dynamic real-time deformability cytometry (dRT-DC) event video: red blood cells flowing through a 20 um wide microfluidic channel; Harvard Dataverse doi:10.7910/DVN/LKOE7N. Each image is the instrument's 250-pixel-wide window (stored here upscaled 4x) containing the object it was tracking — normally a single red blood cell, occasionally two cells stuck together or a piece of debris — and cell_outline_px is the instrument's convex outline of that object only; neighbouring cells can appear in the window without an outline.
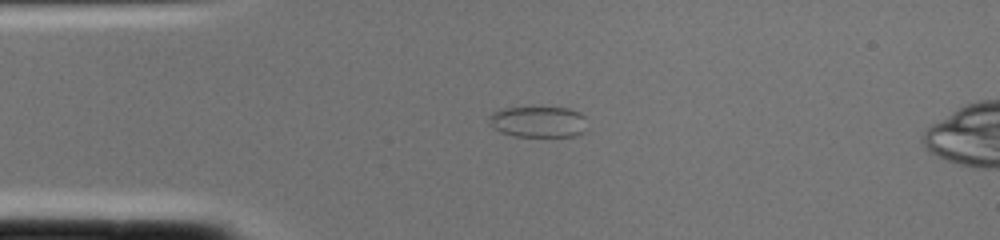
{"species": "common noctule bat (a hibernating species)", "species_latin": "Nyctalus noctula", "temperature_condition": "cold", "stored_images_in_passage": 2, "camera_frame_rate_fps": 3000, "um_per_image_px": 0.085, "animal": {"sex": "female", "body_mass_g": 22.0, "forearm_length_mm": 56.7}, "frame": {"image": 1, "passage_image": 1, "time_ms": 0.0, "image_size_px": [1000, 240], "cell_outline_px": [[584, 132], [576, 136], [516, 136], [500, 132], [488, 124], [488, 116], [492, 112], [504, 108], [568, 108], [580, 112], [584, 116]], "centroid_in_image_um": [45.71, 10.36], "position_along_channel_um": 39.3, "area_um2": 17.69}}